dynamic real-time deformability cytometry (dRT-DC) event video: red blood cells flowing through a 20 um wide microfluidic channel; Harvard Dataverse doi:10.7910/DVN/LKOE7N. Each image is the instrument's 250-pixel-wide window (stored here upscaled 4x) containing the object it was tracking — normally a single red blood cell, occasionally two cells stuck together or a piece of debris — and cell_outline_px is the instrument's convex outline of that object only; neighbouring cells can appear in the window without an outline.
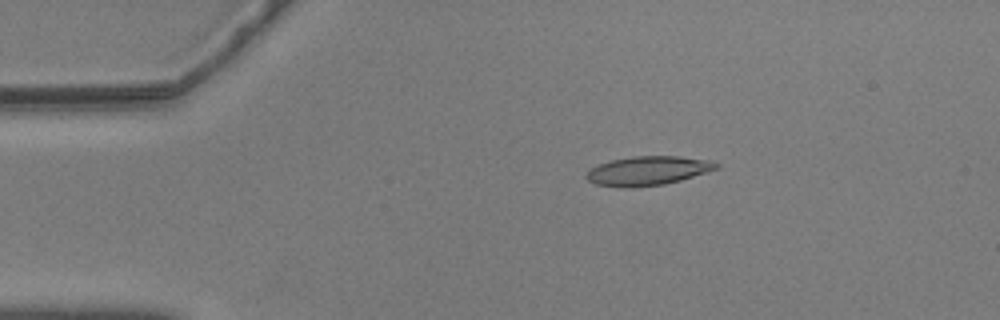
{"species": "common noctule bat (a hibernating species)", "species_latin": "Nyctalus noctula", "temperature_condition": "warm", "stored_images_in_passage": 56, "camera_frame_rate_fps": 3000, "um_per_image_px": 0.085, "animal": {"sex": "male", "body_mass_g": 20.5, "forearm_length_mm": 52.5}, "frame": {"image": 1, "passage_image": 10, "time_ms": 3.0, "image_size_px": [1000, 320], "cell_outline_px": [[720, 168], [708, 172], [680, 180], [664, 184], [632, 188], [620, 188], [596, 184], [588, 180], [584, 176], [592, 168], [600, 164], [612, 160], [632, 156], [680, 156], [712, 160], [720, 164]], "centroid_in_image_um": [55.11, 14.52], "position_along_channel_um": 29.9, "area_um2": 22.2}}
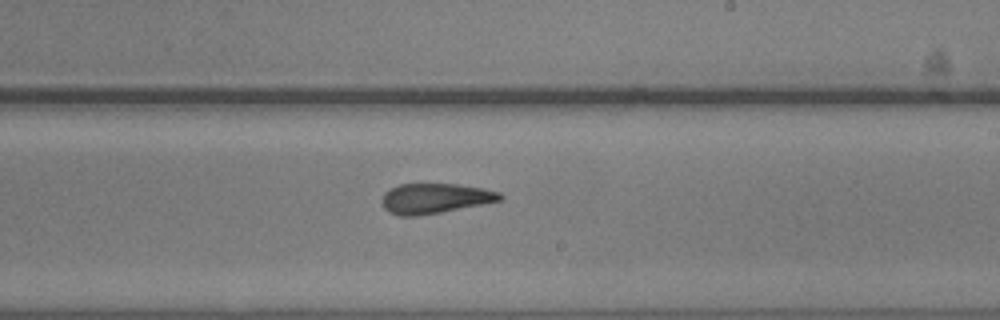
{"frame": {"image": 2, "passage_image": 33, "time_ms": 10.667, "image_size_px": [1000, 320], "cell_outline_px": [[504, 200], [484, 204], [420, 216], [400, 216], [388, 212], [384, 208], [380, 200], [384, 192], [400, 184], [456, 184], [484, 188], [500, 192], [504, 196]], "centroid_in_image_um": [36.98, 16.87], "position_along_channel_um": 252.0, "area_um2": 20.98}}
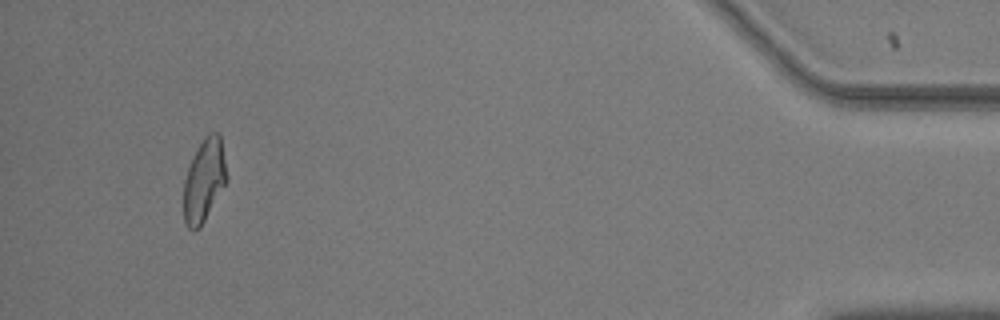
{"frame": {"image": 3, "passage_image": 53, "time_ms": 17.333, "image_size_px": [1000, 320], "cell_outline_px": [[228, 180], [200, 228], [192, 232], [184, 224], [184, 180], [192, 156], [204, 136], [208, 132], [220, 132], [228, 176]], "centroid_in_image_um": [17.36, 15.32], "position_along_channel_um": 417.8, "area_um2": 21.15}, "authors_computed_cell_mechanics": {"area_um2": 21.2704, "velocity_mm_per_s": 3.5661, "shape_relaxation_time_tau1_ms": null, "shape_relaxation_time_tau2_ms": 3.3563, "deformation_change_tau1": null, "deformation_change_tau2": 0.1251}}